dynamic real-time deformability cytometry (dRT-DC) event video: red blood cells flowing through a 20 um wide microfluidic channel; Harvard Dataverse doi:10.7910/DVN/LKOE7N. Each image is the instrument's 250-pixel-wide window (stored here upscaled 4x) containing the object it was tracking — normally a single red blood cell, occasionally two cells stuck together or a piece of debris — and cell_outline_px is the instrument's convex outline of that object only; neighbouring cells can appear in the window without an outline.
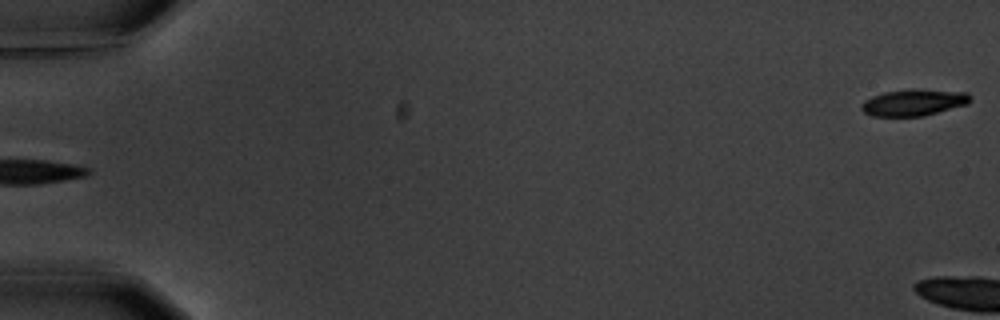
{"species": "common noctule bat (a hibernating species)", "species_latin": "Nyctalus noctula", "temperature_condition": "warm", "stored_images_in_passage": 5, "segment_of_instrument_passage": [2, 2], "camera_frame_rate_fps": 3000, "um_per_image_px": 0.085, "animal": {"sex": "male", "body_mass_g": 20.1, "forearm_length_mm": 53.5}, "frame": {"image": 1, "passage_image": 5, "time_ms": 5.667, "image_size_px": [1000, 320], "cell_outline_px": [[972, 100], [968, 104], [924, 116], [872, 116], [864, 112], [860, 108], [860, 104], [864, 100], [872, 96], [884, 92], [908, 88], [916, 88], [968, 92], [972, 96]], "centroid_in_image_um": [77.69, 8.69], "position_along_channel_um": 7.3, "area_um2": 17.28}}